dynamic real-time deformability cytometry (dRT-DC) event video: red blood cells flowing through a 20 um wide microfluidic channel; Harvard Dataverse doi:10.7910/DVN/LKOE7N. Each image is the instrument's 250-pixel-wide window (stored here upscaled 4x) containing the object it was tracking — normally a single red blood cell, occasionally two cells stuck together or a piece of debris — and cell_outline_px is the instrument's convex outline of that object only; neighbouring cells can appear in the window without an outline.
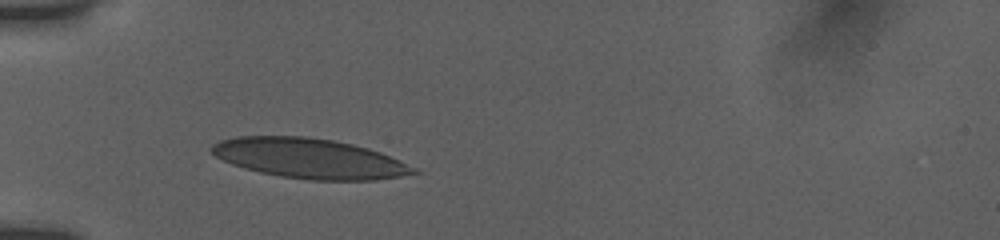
{"species": "human", "species_latin": "Homo sapiens", "temperature_condition": "room temperature", "stored_images_in_passage": 40, "camera_frame_rate_fps": 3000, "um_per_image_px": 0.085, "donor": {"sex": "female"}, "frame": {"image": 1, "passage_image": 1, "time_ms": 0.0, "image_size_px": [1000, 240], "cell_outline_px": [[424, 172], [376, 180], [308, 180], [280, 176], [260, 172], [244, 168], [232, 164], [216, 156], [208, 148], [212, 144], [220, 140], [236, 136], [308, 136], [332, 140], [352, 144], [368, 148], [380, 152], [416, 168]], "centroid_in_image_um": [26.29, 13.46], "position_along_channel_um": 58.7, "area_um2": 47.05}}
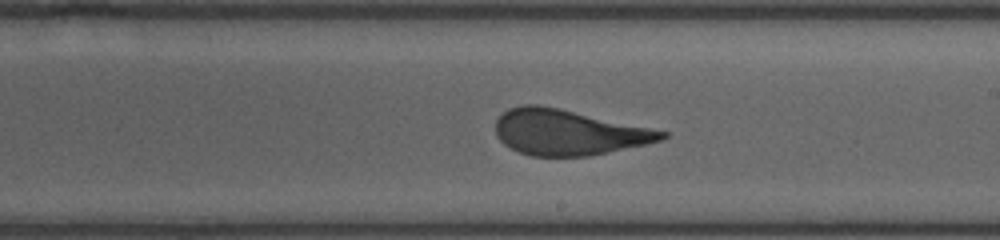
{"frame": {"image": 2, "passage_image": 20, "time_ms": 5.0, "image_size_px": [1000, 240], "cell_outline_px": [[668, 136], [664, 140], [648, 144], [588, 156], [532, 156], [520, 152], [504, 144], [496, 136], [496, 120], [508, 108], [524, 104], [536, 104], [560, 108], [668, 132]], "centroid_in_image_um": [48.3, 11.24], "position_along_channel_um": 240.7, "area_um2": 43.93}}
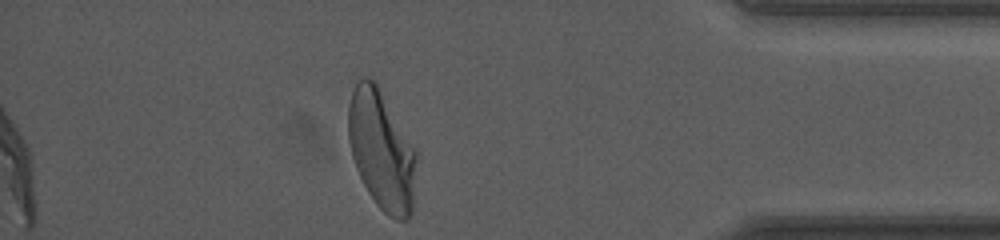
{"frame": {"image": 3, "passage_image": 38, "time_ms": 10.0, "image_size_px": [1000, 240], "cell_outline_px": [[420, 152], [412, 212], [408, 220], [396, 220], [388, 216], [376, 204], [368, 192], [356, 168], [352, 156], [348, 140], [348, 104], [352, 92], [356, 84], [364, 76], [368, 76], [376, 80]], "centroid_in_image_um": [32.5, 12.74], "position_along_channel_um": 402.7, "area_um2": 49.07}, "authors_computed_cell_mechanics": {"area_um2": 44.7661, "velocity_mm_per_s": 3.8426, "shape_relaxation_time_tau1_ms": 5.6908, "shape_relaxation_time_tau2_ms": null, "deformation_change_tau1": 0.1982, "deformation_change_tau2": null}}